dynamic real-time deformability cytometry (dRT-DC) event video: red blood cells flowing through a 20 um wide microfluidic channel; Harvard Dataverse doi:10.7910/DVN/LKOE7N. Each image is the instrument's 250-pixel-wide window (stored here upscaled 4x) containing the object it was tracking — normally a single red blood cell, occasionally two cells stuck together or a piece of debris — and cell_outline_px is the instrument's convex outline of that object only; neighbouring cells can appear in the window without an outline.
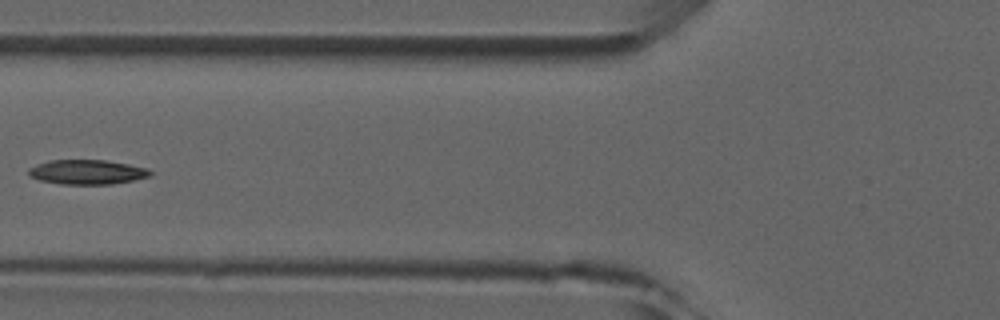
{"species": "common noctule bat (a hibernating species)", "species_latin": "Nyctalus noctula", "temperature_condition": "room temperature", "stored_images_in_passage": 7, "camera_frame_rate_fps": 3000, "um_per_image_px": 0.085, "animal": {"sex": "male", "forearm_length_mm": 52.5}, "frame": {"image": 1, "passage_image": 5, "time_ms": 5.667, "image_size_px": [1000, 320], "cell_outline_px": [[152, 176], [112, 184], [60, 184], [40, 180], [28, 176], [28, 168], [36, 164], [48, 160], [104, 160], [128, 164], [148, 168], [152, 172]], "centroid_in_image_um": [7.38, 14.62], "position_along_channel_um": 118.4, "area_um2": 17.51}}
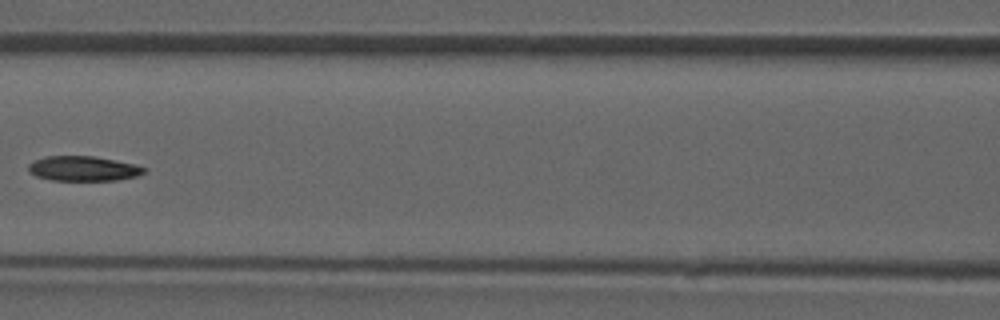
{"frame": {"image": 2, "passage_image": 6, "time_ms": 6.667, "image_size_px": [1000, 320], "cell_outline_px": [[148, 168], [144, 172], [136, 176], [116, 180], [52, 180], [36, 176], [28, 172], [28, 164], [44, 156], [92, 156], [136, 164]], "centroid_in_image_um": [7.07, 14.32], "position_along_channel_um": 159.5, "area_um2": 16.7}}